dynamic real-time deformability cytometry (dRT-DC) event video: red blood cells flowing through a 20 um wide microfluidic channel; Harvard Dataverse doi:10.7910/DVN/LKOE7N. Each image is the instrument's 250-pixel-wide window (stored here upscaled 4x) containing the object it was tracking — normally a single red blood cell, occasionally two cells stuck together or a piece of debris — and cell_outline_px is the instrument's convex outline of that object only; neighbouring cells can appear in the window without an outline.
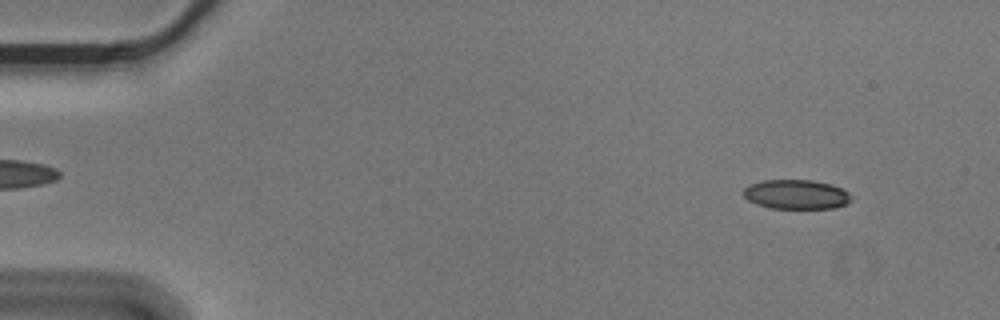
{"species": "Egyptian fruit bat (a non-hibernating species)", "species_latin": "Rousettus aegyptiacus", "temperature_condition": "cold", "stored_images_in_passage": 21, "camera_frame_rate_fps": 3000, "um_per_image_px": 0.085, "animal": {"sex": "male"}, "frame": {"image": 1, "passage_image": 5, "time_ms": 1.333, "image_size_px": [1000, 320], "cell_outline_px": [[852, 200], [848, 204], [832, 208], [768, 208], [756, 204], [748, 200], [744, 196], [744, 188], [748, 184], [760, 180], [812, 180], [832, 184], [848, 192], [852, 196]], "centroid_in_image_um": [67.68, 16.52], "position_along_channel_um": 17.3, "area_um2": 18.67}}
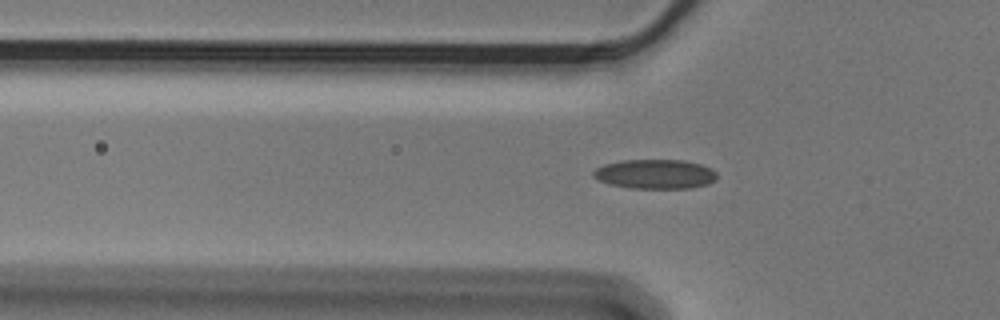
{"frame": {"image": 2, "passage_image": 18, "time_ms": 5.667, "image_size_px": [1000, 320], "cell_outline_px": [[716, 180], [708, 184], [692, 188], [628, 188], [612, 184], [600, 180], [592, 176], [592, 172], [596, 168], [604, 164], [620, 160], [684, 160], [700, 164], [712, 168], [716, 172]], "centroid_in_image_um": [55.7, 14.79], "position_along_channel_um": 70.1, "area_um2": 21.27}}